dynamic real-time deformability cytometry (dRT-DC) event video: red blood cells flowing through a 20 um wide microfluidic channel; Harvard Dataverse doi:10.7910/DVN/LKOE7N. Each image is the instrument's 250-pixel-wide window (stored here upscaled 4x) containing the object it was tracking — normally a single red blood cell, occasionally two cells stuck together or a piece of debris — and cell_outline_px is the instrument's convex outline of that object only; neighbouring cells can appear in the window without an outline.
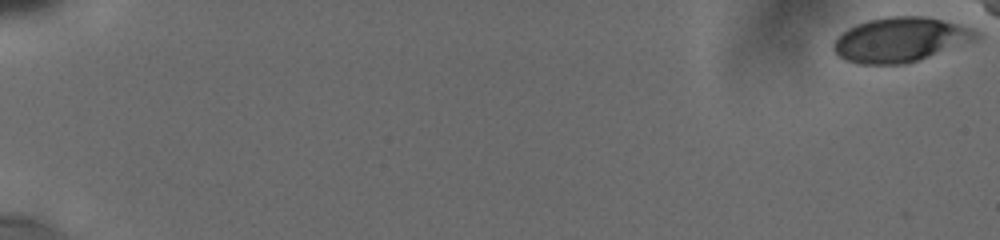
{"species": "human", "species_latin": "Homo sapiens", "temperature_condition": "cold", "stored_images_in_passage": 51, "camera_frame_rate_fps": 3000, "um_per_image_px": 0.085, "donor": {"sex": "male"}, "frame": {"image": 1, "passage_image": 1, "time_ms": 0.0, "image_size_px": [1000, 240], "cell_outline_px": [[980, 36], [976, 40], [908, 64], [860, 64], [848, 60], [840, 56], [832, 48], [832, 44], [848, 28], [856, 24], [868, 20], [888, 16], [924, 16], [956, 24], [976, 32]], "centroid_in_image_um": [76.51, 3.38], "position_along_channel_um": 8.5, "area_um2": 36.59}}
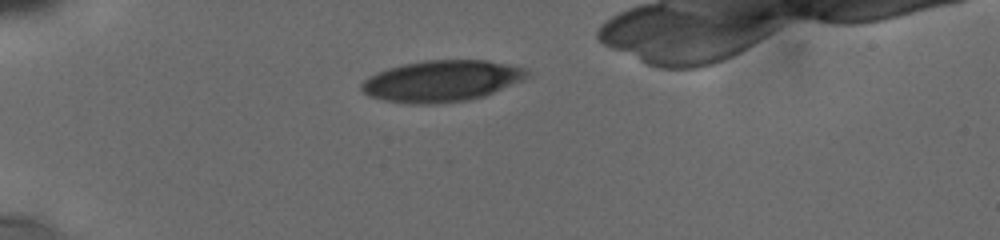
{"frame": {"image": 2, "passage_image": 30, "time_ms": 5.667, "image_size_px": [1000, 240], "cell_outline_px": [[528, 76], [524, 80], [484, 96], [468, 100], [436, 104], [408, 104], [384, 100], [368, 96], [360, 88], [360, 84], [364, 80], [380, 72], [392, 68], [408, 64], [428, 60], [484, 60], [524, 68], [528, 72]], "centroid_in_image_um": [37.55, 6.91], "position_along_channel_um": 47.4, "area_um2": 39.36}}
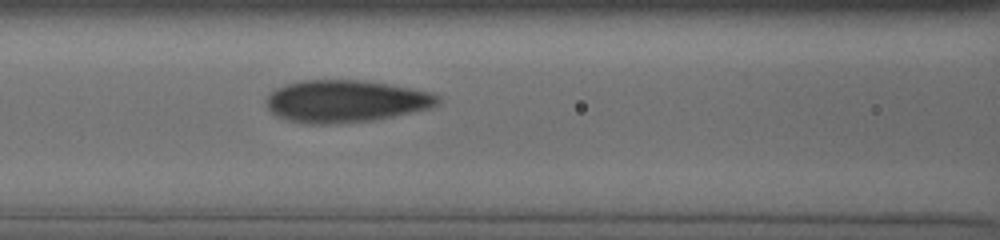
{"frame": {"image": 3, "passage_image": 50, "time_ms": 9.0, "image_size_px": [1000, 240], "cell_outline_px": [[440, 104], [432, 108], [372, 120], [324, 124], [312, 124], [288, 120], [276, 116], [268, 108], [268, 96], [276, 88], [300, 80], [364, 80], [388, 84], [432, 92], [440, 96]], "centroid_in_image_um": [29.43, 8.59], "position_along_channel_um": 137.2, "area_um2": 41.96}}